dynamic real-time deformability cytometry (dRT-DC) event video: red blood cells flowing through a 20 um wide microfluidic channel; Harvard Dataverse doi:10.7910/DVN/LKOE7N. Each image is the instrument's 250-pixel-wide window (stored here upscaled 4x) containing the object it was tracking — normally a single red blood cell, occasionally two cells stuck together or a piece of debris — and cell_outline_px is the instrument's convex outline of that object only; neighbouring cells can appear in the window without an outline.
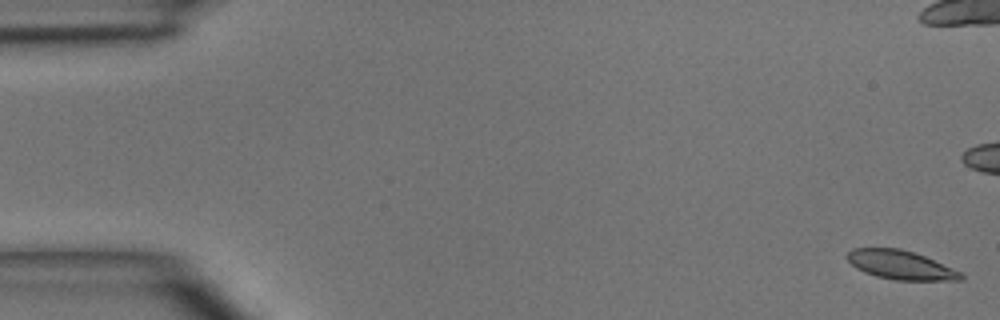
{"species": "common noctule bat (a hibernating species)", "species_latin": "Nyctalus noctula", "temperature_condition": "room temperature", "stored_images_in_passage": 10, "camera_frame_rate_fps": 3000, "um_per_image_px": 0.085, "animal": {"sex": "male", "body_mass_g": 15.6}, "frame": {"image": 1, "passage_image": 1, "time_ms": 0.0, "image_size_px": [1000, 320], "cell_outline_px": [[964, 280], [896, 280], [876, 276], [864, 272], [856, 268], [844, 256], [852, 248], [900, 248], [924, 256], [964, 272]], "centroid_in_image_um": [76.57, 22.52], "position_along_channel_um": 8.4, "area_um2": 19.25}}